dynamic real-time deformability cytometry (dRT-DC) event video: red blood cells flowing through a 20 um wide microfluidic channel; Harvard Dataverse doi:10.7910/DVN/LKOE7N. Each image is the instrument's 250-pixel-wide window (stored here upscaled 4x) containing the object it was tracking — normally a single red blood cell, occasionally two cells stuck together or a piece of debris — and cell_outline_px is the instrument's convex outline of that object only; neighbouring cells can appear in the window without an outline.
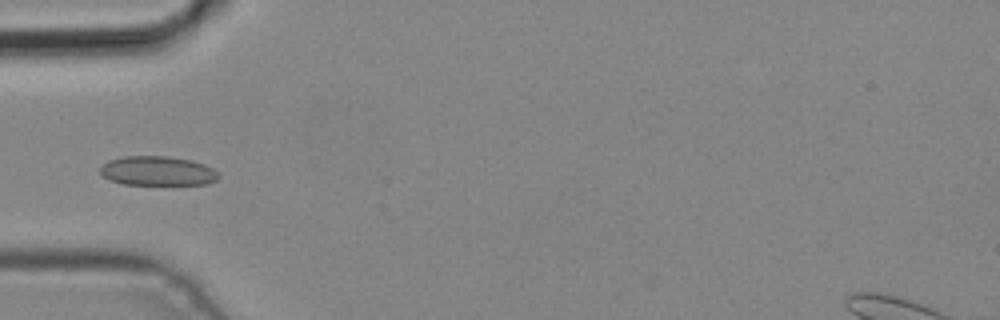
{"species": "common noctule bat (a hibernating species)", "species_latin": "Nyctalus noctula", "temperature_condition": "cold", "stored_images_in_passage": 5, "camera_frame_rate_fps": 3000, "um_per_image_px": 0.085, "animal": {"sex": "male", "body_mass_g": 19.2, "forearm_length_mm": 51.8}, "frame": {"image": 1, "passage_image": 4, "time_ms": 1.0, "image_size_px": [1000, 320], "cell_outline_px": [[220, 176], [216, 180], [204, 184], [124, 184], [108, 180], [100, 172], [100, 164], [108, 160], [124, 156], [168, 156], [192, 160], [204, 164], [212, 168]], "centroid_in_image_um": [13.35, 14.52], "position_along_channel_um": 71.7, "area_um2": 20.29}}
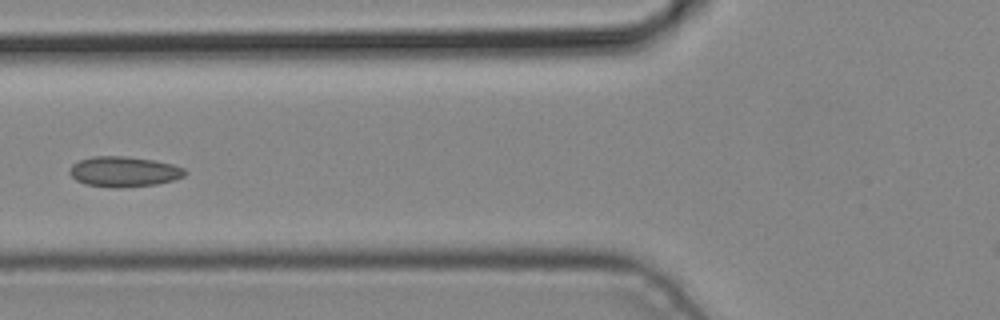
{"frame": {"image": 2, "passage_image": 5, "time_ms": 1.333, "image_size_px": [1000, 320], "cell_outline_px": [[188, 172], [184, 176], [172, 180], [156, 184], [120, 188], [116, 188], [84, 184], [76, 180], [68, 172], [72, 164], [80, 160], [92, 156], [128, 156], [152, 160], [172, 164], [184, 168]], "centroid_in_image_um": [10.52, 14.59], "position_along_channel_um": 115.3, "area_um2": 20.4}}